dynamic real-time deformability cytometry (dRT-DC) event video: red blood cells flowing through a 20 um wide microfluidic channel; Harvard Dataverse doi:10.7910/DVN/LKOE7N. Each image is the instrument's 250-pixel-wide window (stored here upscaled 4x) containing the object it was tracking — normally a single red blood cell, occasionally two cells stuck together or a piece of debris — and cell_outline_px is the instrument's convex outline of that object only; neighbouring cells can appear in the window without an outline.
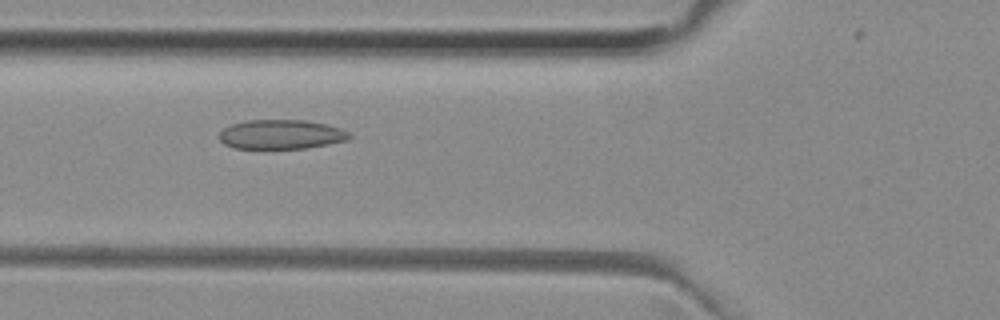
{"species": "common noctule bat (a hibernating species)", "species_latin": "Nyctalus noctula", "temperature_condition": "room temperature", "stored_images_in_passage": 47, "camera_frame_rate_fps": 3000, "um_per_image_px": 0.085, "animal": {"sex": "female", "body_mass_g": 29.2, "forearm_length_mm": 56.3}, "frame": {"image": 1, "passage_image": 19, "time_ms": 6.0, "image_size_px": [1000, 320], "cell_outline_px": [[352, 136], [348, 140], [328, 144], [304, 148], [232, 148], [224, 144], [220, 140], [220, 132], [224, 128], [232, 124], [244, 120], [304, 120], [328, 124], [340, 128], [348, 132]], "centroid_in_image_um": [23.9, 11.42], "position_along_channel_um": 101.9, "area_um2": 22.25}}
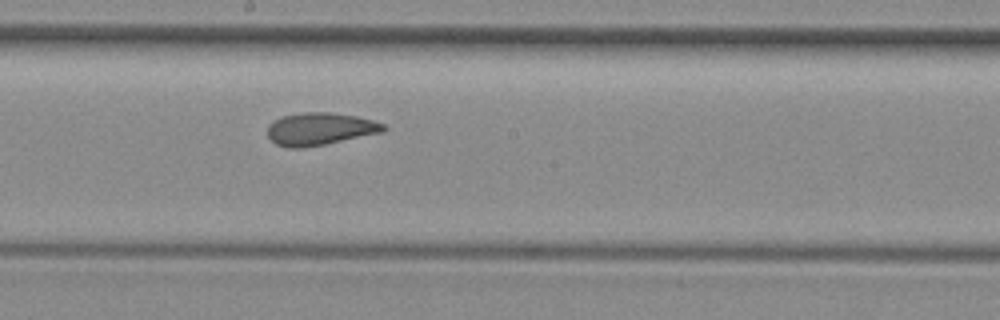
{"frame": {"image": 2, "passage_image": 28, "time_ms": 9.0, "image_size_px": [1000, 320], "cell_outline_px": [[388, 128], [384, 132], [304, 148], [288, 148], [276, 144], [268, 136], [268, 124], [284, 116], [304, 112], [328, 112], [356, 116], [372, 120], [384, 124]], "centroid_in_image_um": [27.21, 10.96], "position_along_channel_um": 221.0, "area_um2": 21.85}}
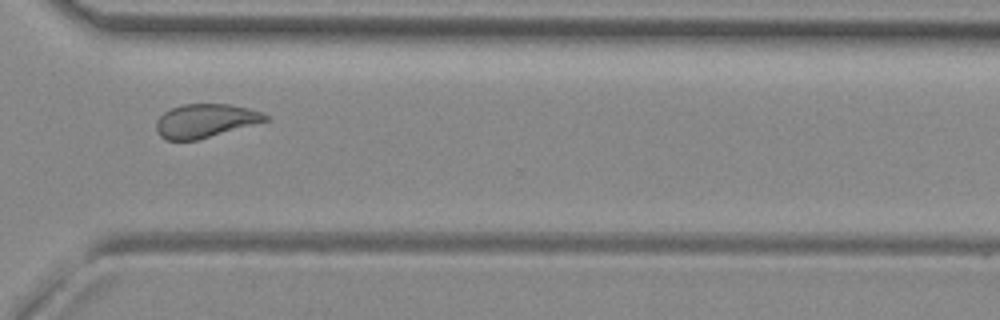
{"frame": {"image": 3, "passage_image": 38, "time_ms": 12.333, "image_size_px": [1000, 320], "cell_outline_px": [[268, 120], [196, 140], [168, 140], [160, 136], [156, 132], [156, 120], [164, 112], [172, 108], [184, 104], [228, 104], [248, 108], [260, 112], [268, 116]], "centroid_in_image_um": [17.4, 10.26], "position_along_channel_um": 353.2, "area_um2": 21.04}}